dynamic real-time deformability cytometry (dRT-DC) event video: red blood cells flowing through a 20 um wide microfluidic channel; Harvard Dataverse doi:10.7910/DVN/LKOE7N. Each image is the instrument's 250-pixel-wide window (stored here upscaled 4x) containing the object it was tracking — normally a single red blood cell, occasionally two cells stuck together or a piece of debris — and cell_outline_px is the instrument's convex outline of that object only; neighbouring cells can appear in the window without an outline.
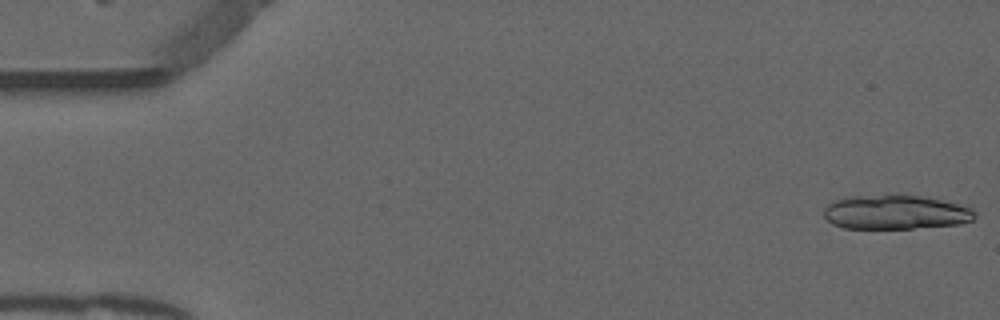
{"species": "common noctule bat (a hibernating species)", "species_latin": "Nyctalus noctula", "temperature_condition": "warm", "stored_images_in_passage": 53, "camera_frame_rate_fps": 3000, "um_per_image_px": 0.085, "animal": {"sex": "male", "forearm_length_mm": 52.5}, "frame": {"image": 1, "passage_image": 1, "time_ms": 0.0, "image_size_px": [1000, 320], "cell_outline_px": [[976, 216], [972, 220], [960, 224], [912, 228], [844, 228], [832, 224], [824, 216], [824, 208], [828, 204], [844, 196], [892, 192], [900, 192], [940, 200], [972, 208], [976, 212]], "centroid_in_image_um": [76.08, 17.99], "position_along_channel_um": 8.9, "area_um2": 30.92}}
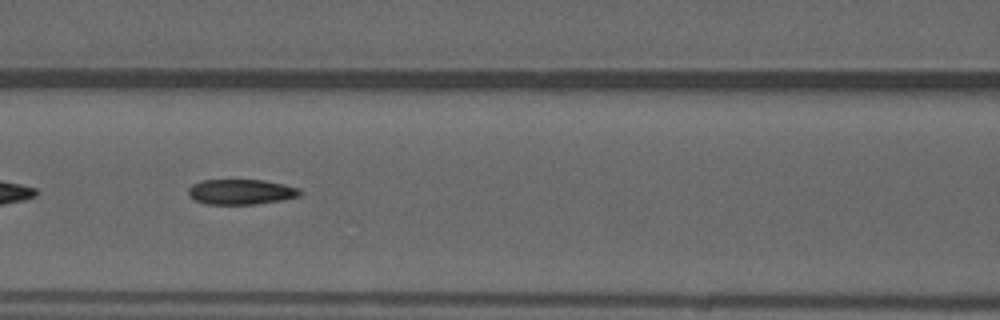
{"frame": {"image": 2, "passage_image": 23, "time_ms": 7.333, "image_size_px": [1000, 320], "cell_outline_px": [[304, 192], [300, 196], [280, 200], [256, 204], [204, 204], [188, 196], [188, 188], [192, 184], [204, 180], [264, 180], [284, 184], [300, 188]], "centroid_in_image_um": [20.5, 16.3], "position_along_channel_um": 146.1, "area_um2": 16.53}}
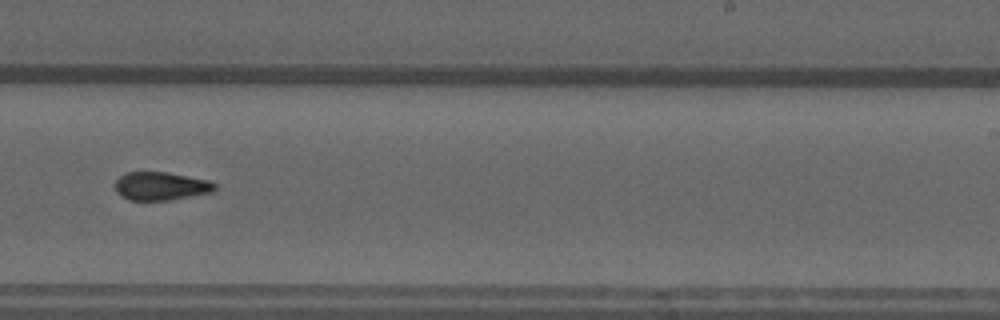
{"frame": {"image": 3, "passage_image": 33, "time_ms": 10.667, "image_size_px": [1000, 320], "cell_outline_px": [[216, 188], [212, 192], [168, 200], [128, 200], [120, 196], [116, 192], [116, 180], [120, 176], [128, 172], [168, 172], [208, 180], [216, 184]], "centroid_in_image_um": [13.66, 15.82], "position_along_channel_um": 275.3, "area_um2": 16.36}, "authors_computed_cell_mechanics": {"area_um2": 17.2244, "velocity_mm_per_s": 3.8983, "shape_relaxation_time_tau1_ms": null, "shape_relaxation_time_tau2_ms": 4.3347, "deformation_change_tau1": null, "deformation_change_tau2": 0.1147}}